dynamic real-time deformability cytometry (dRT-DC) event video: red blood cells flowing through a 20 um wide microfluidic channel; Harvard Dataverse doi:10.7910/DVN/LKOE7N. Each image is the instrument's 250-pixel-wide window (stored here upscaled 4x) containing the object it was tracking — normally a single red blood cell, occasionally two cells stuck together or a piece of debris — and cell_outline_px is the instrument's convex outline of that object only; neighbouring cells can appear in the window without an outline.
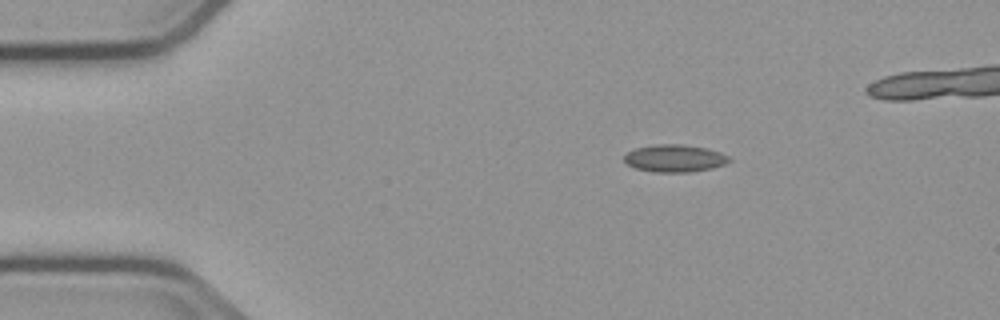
{"species": "common noctule bat (a hibernating species)", "species_latin": "Nyctalus noctula", "temperature_condition": "cold", "stored_images_in_passage": 4, "camera_frame_rate_fps": 3000, "um_per_image_px": 0.085, "animal": {"sex": "male", "body_mass_g": 23.1, "forearm_length_mm": 52.7}, "frame": {"image": 1, "passage_image": 1, "time_ms": 0.0, "image_size_px": [1000, 320], "cell_outline_px": [[732, 160], [724, 164], [712, 168], [688, 172], [652, 172], [636, 168], [628, 164], [624, 160], [624, 156], [628, 152], [636, 148], [652, 144], [684, 144], [708, 148], [720, 152], [728, 156]], "centroid_in_image_um": [57.35, 13.44], "position_along_channel_um": 27.6, "area_um2": 16.82}}